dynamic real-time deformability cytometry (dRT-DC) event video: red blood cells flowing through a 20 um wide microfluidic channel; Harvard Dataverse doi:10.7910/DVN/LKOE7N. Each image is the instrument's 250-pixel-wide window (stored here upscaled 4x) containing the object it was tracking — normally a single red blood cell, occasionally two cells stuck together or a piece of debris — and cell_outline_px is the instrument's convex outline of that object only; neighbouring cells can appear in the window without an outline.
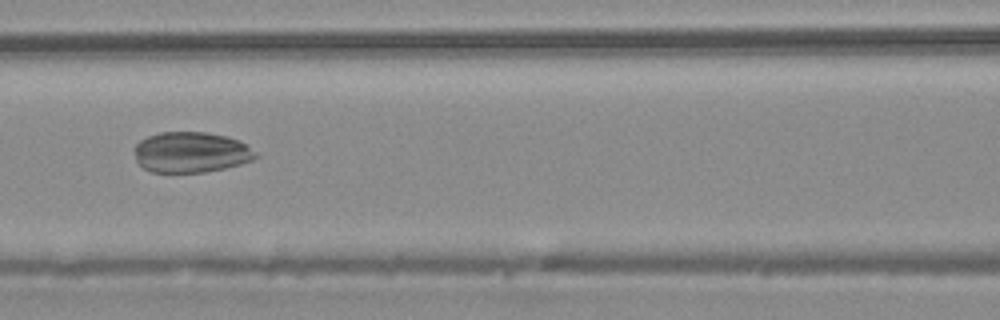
{"species": "common noctule bat (a hibernating species)", "species_latin": "Nyctalus noctula", "temperature_condition": "warm", "stored_images_in_passage": 34, "camera_frame_rate_fps": 3000, "um_per_image_px": 0.085, "animal": {"sex": "male", "body_mass_g": 20.4}, "frame": {"image": 1, "passage_image": 8, "time_ms": 2.333, "image_size_px": [1000, 320], "cell_outline_px": [[260, 156], [252, 160], [240, 164], [224, 168], [204, 172], [152, 172], [144, 168], [136, 160], [136, 144], [140, 140], [148, 136], [160, 132], [204, 132], [228, 136], [240, 140], [256, 152]], "centroid_in_image_um": [16.27, 12.93], "position_along_channel_um": 150.3, "area_um2": 28.67}}
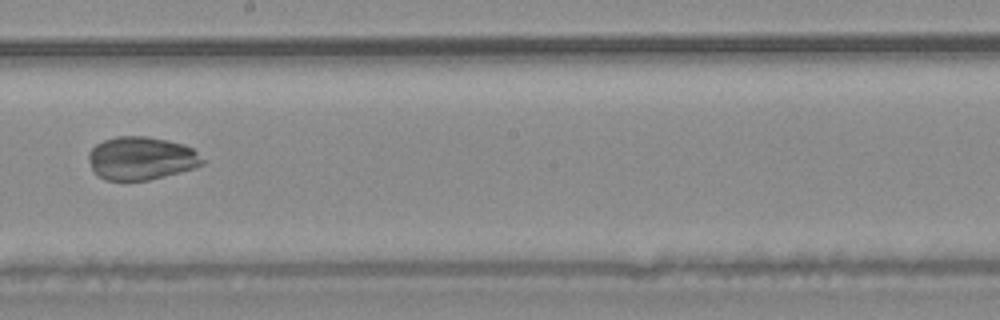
{"frame": {"image": 2, "passage_image": 14, "time_ms": 4.333, "image_size_px": [1000, 320], "cell_outline_px": [[208, 160], [204, 164], [196, 168], [148, 180], [104, 180], [92, 172], [88, 160], [88, 152], [96, 144], [104, 140], [116, 136], [148, 136], [168, 140], [184, 144], [192, 148]], "centroid_in_image_um": [12.02, 13.45], "position_along_channel_um": 236.2, "area_um2": 29.13}}
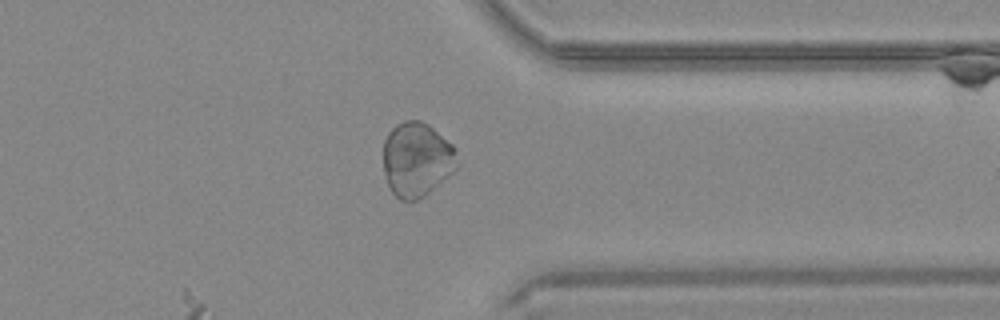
{"frame": {"image": 3, "passage_image": 24, "time_ms": 7.667, "image_size_px": [1000, 320], "cell_outline_px": [[456, 168], [452, 172], [424, 196], [416, 200], [400, 200], [392, 192], [388, 184], [384, 172], [384, 140], [388, 132], [396, 124], [404, 120], [420, 120], [428, 124], [452, 144], [456, 148]], "centroid_in_image_um": [35.4, 13.53], "position_along_channel_um": 376.0, "area_um2": 31.85}}